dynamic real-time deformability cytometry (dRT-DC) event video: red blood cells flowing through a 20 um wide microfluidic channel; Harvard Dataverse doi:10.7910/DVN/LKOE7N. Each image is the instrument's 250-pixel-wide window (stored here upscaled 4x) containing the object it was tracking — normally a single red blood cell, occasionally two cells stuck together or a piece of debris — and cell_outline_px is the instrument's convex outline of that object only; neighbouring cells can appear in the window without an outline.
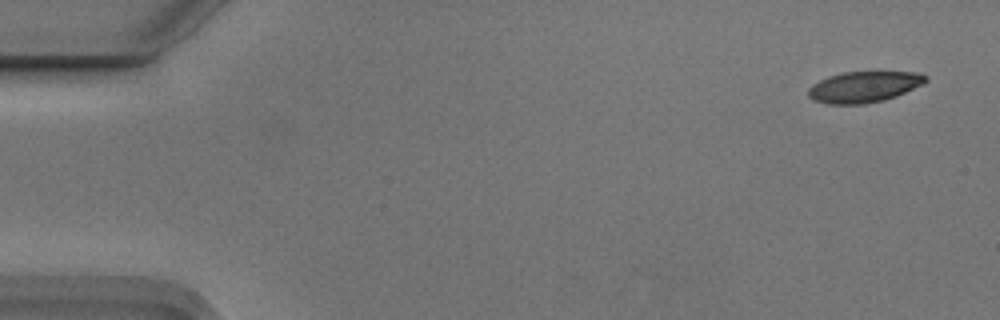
{"species": "Egyptian fruit bat (a non-hibernating species)", "species_latin": "Rousettus aegyptiacus", "temperature_condition": "cold", "stored_images_in_passage": 5, "camera_frame_rate_fps": 3000, "um_per_image_px": 0.085, "animal": {"sex": "male"}, "frame": {"image": 1, "passage_image": 1, "time_ms": 0.0, "image_size_px": [1000, 320], "cell_outline_px": [[928, 80], [896, 96], [884, 100], [864, 104], [828, 104], [812, 100], [808, 96], [808, 88], [812, 84], [828, 76], [844, 72], [920, 72], [928, 76]], "centroid_in_image_um": [73.4, 7.38], "position_along_channel_um": 11.6, "area_um2": 21.15}}
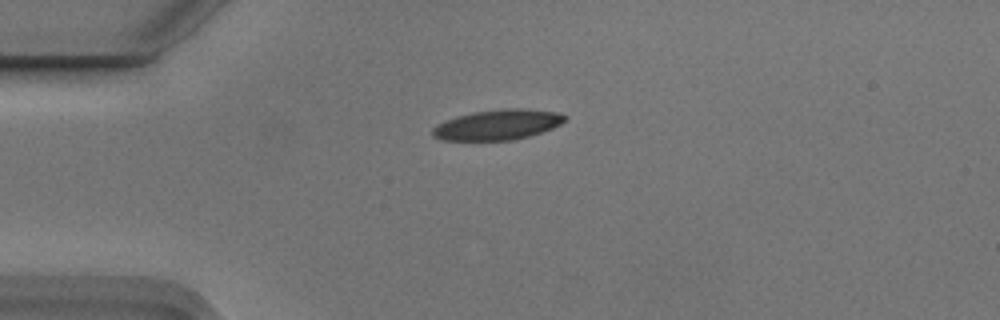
{"frame": {"image": 2, "passage_image": 4, "time_ms": 1.0, "image_size_px": [1000, 320], "cell_outline_px": [[568, 116], [560, 124], [552, 128], [528, 136], [508, 140], [444, 140], [432, 136], [432, 128], [436, 124], [456, 116], [472, 112], [504, 108], [524, 108], [556, 112]], "centroid_in_image_um": [42.27, 10.59], "position_along_channel_um": 42.7, "area_um2": 23.24}}